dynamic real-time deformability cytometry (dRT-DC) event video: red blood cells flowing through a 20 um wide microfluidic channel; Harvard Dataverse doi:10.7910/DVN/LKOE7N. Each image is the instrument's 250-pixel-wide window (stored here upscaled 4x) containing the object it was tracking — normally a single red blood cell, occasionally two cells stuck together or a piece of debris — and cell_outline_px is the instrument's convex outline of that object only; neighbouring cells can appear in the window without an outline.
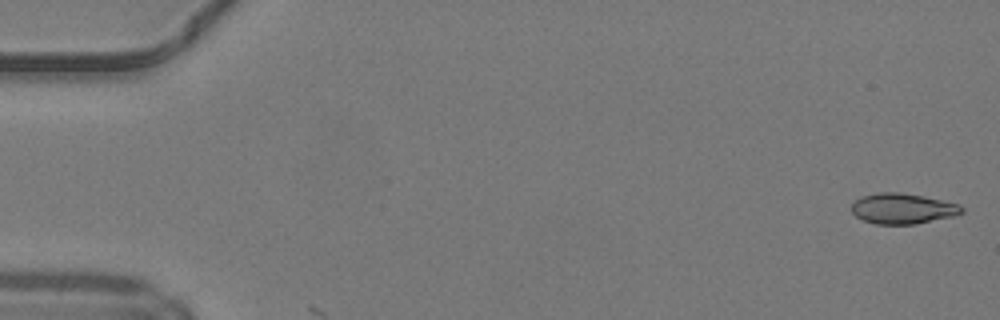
{"species": "common noctule bat (a hibernating species)", "species_latin": "Nyctalus noctula", "temperature_condition": "warm", "stored_images_in_passage": 2, "camera_frame_rate_fps": 3000, "um_per_image_px": 0.085, "animal": {"sex": "male", "body_mass_g": 19.2, "forearm_length_mm": 51.8}, "frame": {"image": 1, "passage_image": 1, "time_ms": 0.0, "image_size_px": [1000, 320], "cell_outline_px": [[964, 212], [952, 216], [916, 224], [876, 224], [864, 220], [856, 216], [852, 212], [852, 204], [860, 196], [876, 192], [900, 192], [924, 196], [960, 204], [964, 208]], "centroid_in_image_um": [76.73, 17.72], "position_along_channel_um": 8.3, "area_um2": 19.65}}